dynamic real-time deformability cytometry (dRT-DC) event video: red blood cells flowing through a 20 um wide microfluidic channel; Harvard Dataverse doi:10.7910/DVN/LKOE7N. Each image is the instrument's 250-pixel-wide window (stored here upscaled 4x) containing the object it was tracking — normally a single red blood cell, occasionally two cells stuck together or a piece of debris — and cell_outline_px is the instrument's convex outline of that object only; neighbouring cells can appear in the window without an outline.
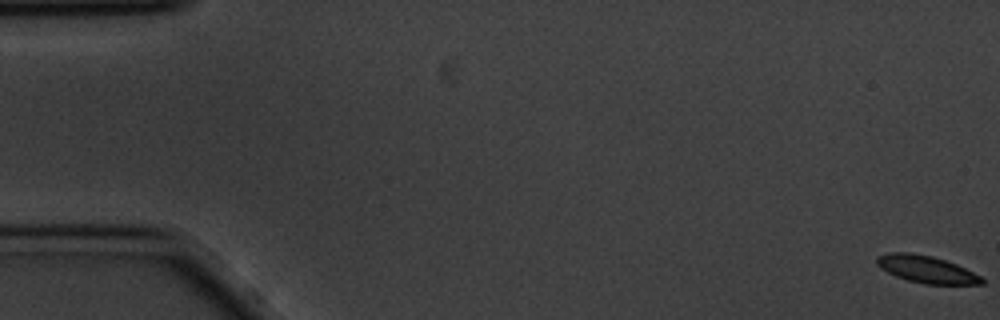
{"species": "common noctule bat (a hibernating species)", "species_latin": "Nyctalus noctula", "temperature_condition": "cold", "stored_images_in_passage": 12, "camera_frame_rate_fps": 3000, "um_per_image_px": 0.085, "animal": {"sex": "male", "body_mass_g": 20.1, "forearm_length_mm": 53.5}, "frame": {"image": 1, "passage_image": 1, "time_ms": 0.0, "image_size_px": [1000, 320], "cell_outline_px": [[984, 284], [924, 284], [908, 280], [896, 276], [880, 268], [876, 264], [876, 256], [888, 252], [912, 252], [932, 256], [956, 264], [980, 276], [984, 280]], "centroid_in_image_um": [78.7, 22.88], "position_along_channel_um": 6.3, "area_um2": 16.59}}